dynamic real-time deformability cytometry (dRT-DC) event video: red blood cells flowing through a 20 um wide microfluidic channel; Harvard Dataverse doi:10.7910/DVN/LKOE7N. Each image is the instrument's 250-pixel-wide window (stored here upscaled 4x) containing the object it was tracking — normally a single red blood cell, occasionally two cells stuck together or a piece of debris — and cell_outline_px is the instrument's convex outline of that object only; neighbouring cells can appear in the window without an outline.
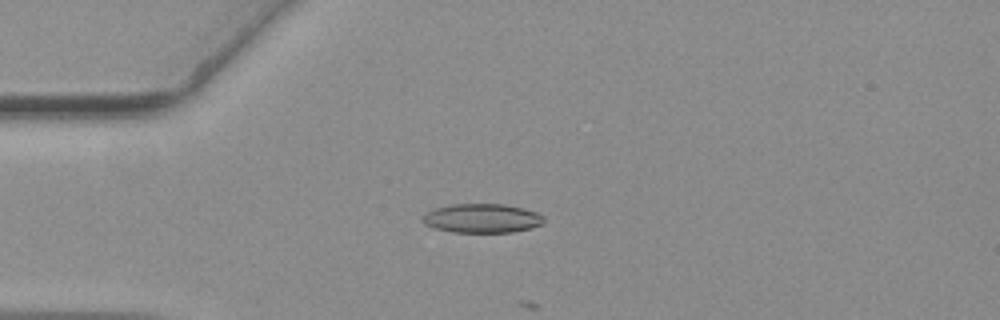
{"species": "common noctule bat (a hibernating species)", "species_latin": "Nyctalus noctula", "temperature_condition": "warm", "stored_images_in_passage": 15, "camera_frame_rate_fps": 3000, "um_per_image_px": 0.085, "animal": {"sex": "female", "body_mass_g": 19.3, "forearm_length_mm": 54.1}, "frame": {"image": 1, "passage_image": 14, "time_ms": 4.333, "image_size_px": [1000, 320], "cell_outline_px": [[544, 220], [540, 224], [528, 228], [512, 232], [452, 232], [436, 228], [424, 224], [420, 220], [428, 212], [436, 208], [452, 204], [504, 204], [536, 212], [544, 216]], "centroid_in_image_um": [40.94, 18.55], "position_along_channel_um": 44.1, "area_um2": 20.23}}